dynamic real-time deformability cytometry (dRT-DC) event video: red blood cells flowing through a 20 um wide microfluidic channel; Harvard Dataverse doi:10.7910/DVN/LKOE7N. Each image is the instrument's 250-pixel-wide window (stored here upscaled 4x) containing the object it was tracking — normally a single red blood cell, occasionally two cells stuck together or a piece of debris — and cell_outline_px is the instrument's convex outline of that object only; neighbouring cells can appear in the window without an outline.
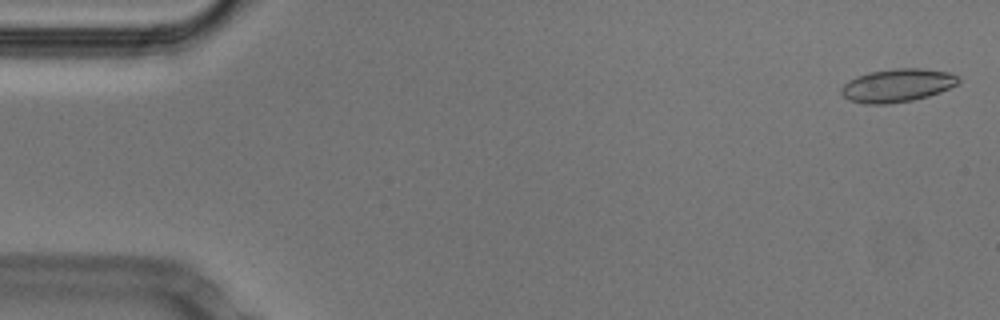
{"species": "Egyptian fruit bat (a non-hibernating species)", "species_latin": "Rousettus aegyptiacus", "temperature_condition": "cold", "stored_images_in_passage": 48, "camera_frame_rate_fps": 3000, "um_per_image_px": 0.085, "animal": {"sex": "male"}, "frame": {"image": 1, "passage_image": 1, "time_ms": 0.0, "image_size_px": [1000, 320], "cell_outline_px": [[960, 80], [956, 84], [940, 92], [928, 96], [912, 100], [888, 104], [864, 104], [848, 100], [840, 92], [840, 88], [848, 80], [872, 72], [896, 68], [920, 68], [948, 72], [956, 76]], "centroid_in_image_um": [76.24, 7.27], "position_along_channel_um": 8.8, "area_um2": 22.43}}
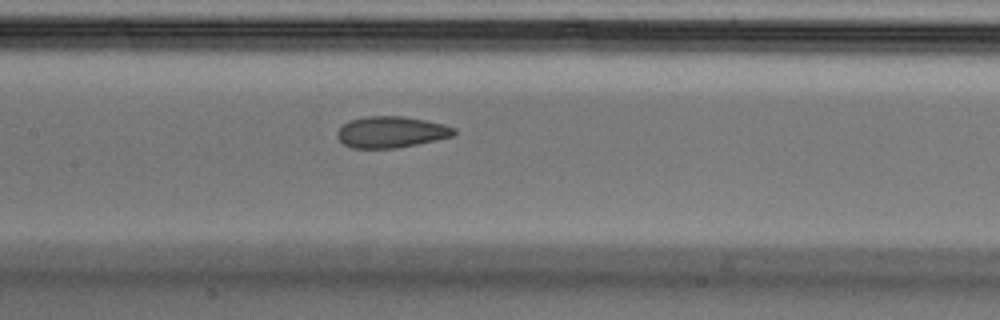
{"frame": {"image": 2, "passage_image": 24, "time_ms": 7.667, "image_size_px": [1000, 320], "cell_outline_px": [[456, 132], [452, 136], [436, 140], [396, 148], [352, 148], [344, 144], [336, 136], [336, 132], [348, 120], [364, 116], [404, 116], [444, 124], [456, 128]], "centroid_in_image_um": [33.23, 11.21], "position_along_channel_um": 174.2, "area_um2": 21.33}}
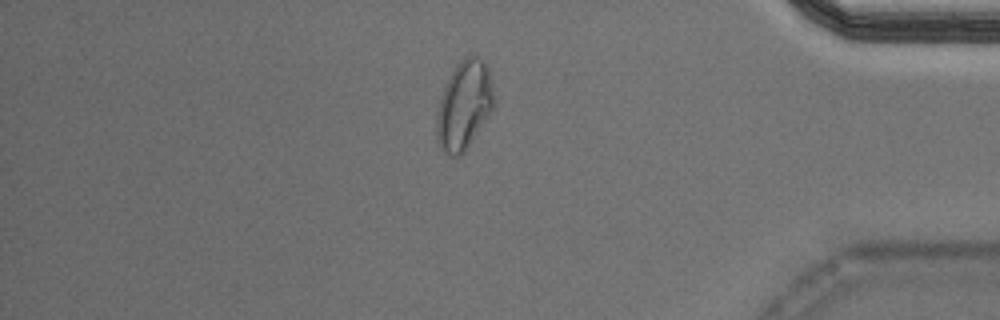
{"frame": {"image": 3, "passage_image": 44, "time_ms": 14.333, "image_size_px": [1000, 320], "cell_outline_px": [[496, 104], [464, 152], [460, 156], [452, 156], [444, 152], [440, 148], [436, 140], [436, 112], [444, 88], [456, 64], [464, 56], [476, 56], [484, 60], [488, 68]], "centroid_in_image_um": [39.44, 8.95], "position_along_channel_um": 395.8, "area_um2": 29.59}, "authors_computed_cell_mechanics": {"area_um2": 21.9351, "velocity_mm_per_s": 3.7873, "shape_relaxation_time_tau1_ms": null, "shape_relaxation_time_tau2_ms": 1.3666, "deformation_change_tau1": null, "deformation_change_tau2": 0.0749}}